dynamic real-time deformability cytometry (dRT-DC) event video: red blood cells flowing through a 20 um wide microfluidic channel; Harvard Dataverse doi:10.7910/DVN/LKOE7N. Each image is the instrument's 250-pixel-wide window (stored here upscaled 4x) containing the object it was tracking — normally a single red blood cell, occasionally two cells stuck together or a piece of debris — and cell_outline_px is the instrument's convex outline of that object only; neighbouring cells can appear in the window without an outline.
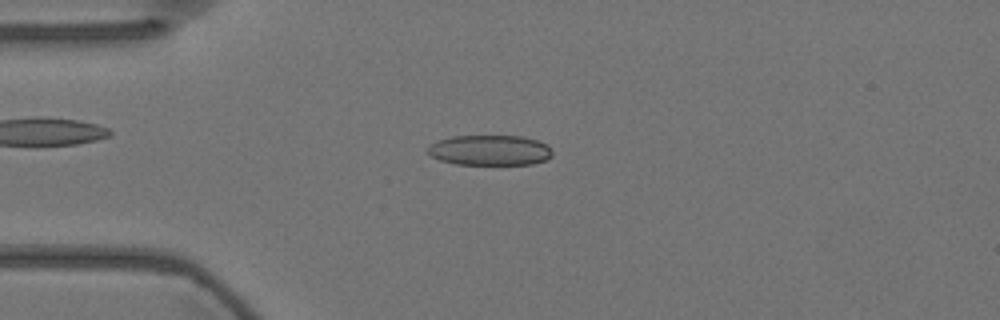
{"species": "Egyptian fruit bat (a non-hibernating species)", "species_latin": "Rousettus aegyptiacus", "temperature_condition": "warm", "stored_images_in_passage": 55, "camera_frame_rate_fps": 3000, "um_per_image_px": 0.085, "animal": {"sex": "female"}, "frame": {"image": 1, "passage_image": 13, "time_ms": 4.0, "image_size_px": [1000, 320], "cell_outline_px": [[552, 156], [548, 160], [532, 164], [456, 164], [440, 160], [424, 152], [432, 144], [440, 140], [452, 136], [524, 136], [548, 144], [552, 152]], "centroid_in_image_um": [41.67, 12.77], "position_along_channel_um": 43.3, "area_um2": 22.08}}
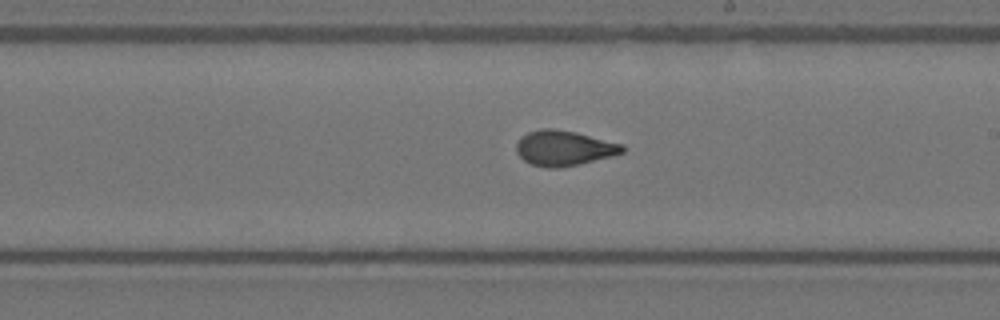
{"frame": {"image": 2, "passage_image": 31, "time_ms": 10.0, "image_size_px": [1000, 320], "cell_outline_px": [[624, 152], [612, 156], [580, 164], [560, 168], [548, 168], [532, 164], [524, 160], [516, 152], [516, 144], [520, 136], [528, 132], [540, 128], [556, 128], [576, 132], [624, 144]], "centroid_in_image_um": [47.93, 12.58], "position_along_channel_um": 241.1, "area_um2": 21.96}}
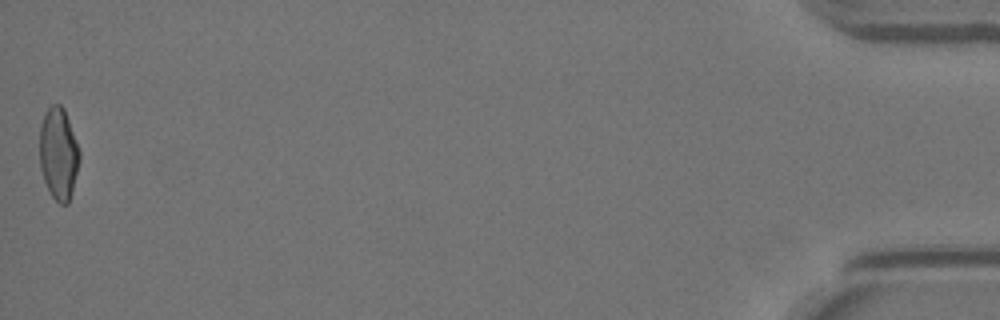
{"frame": {"image": 3, "passage_image": 55, "time_ms": 18.0, "image_size_px": [1000, 320], "cell_outline_px": [[80, 160], [72, 192], [68, 204], [60, 204], [52, 196], [44, 180], [40, 168], [40, 124], [44, 112], [52, 104], [60, 104], [64, 108], [80, 152]], "centroid_in_image_um": [4.97, 13.05], "position_along_channel_um": 430.2, "area_um2": 21.39}, "authors_computed_cell_mechanics": {"area_um2": 21.7906, "velocity_mm_per_s": 3.6035, "shape_relaxation_time_tau1_ms": null, "shape_relaxation_time_tau2_ms": 1.1136, "deformation_change_tau1": null, "deformation_change_tau2": 0.0792}}